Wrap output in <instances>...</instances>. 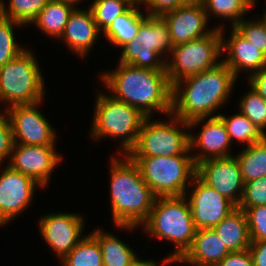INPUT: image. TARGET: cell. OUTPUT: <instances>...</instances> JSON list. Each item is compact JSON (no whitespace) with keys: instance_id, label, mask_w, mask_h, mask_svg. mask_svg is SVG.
Here are the masks:
<instances>
[{"instance_id":"19","label":"cell","mask_w":266,"mask_h":266,"mask_svg":"<svg viewBox=\"0 0 266 266\" xmlns=\"http://www.w3.org/2000/svg\"><path fill=\"white\" fill-rule=\"evenodd\" d=\"M100 31L90 8L88 10L75 8L71 13L65 30L60 39L77 55L86 57L99 38Z\"/></svg>"},{"instance_id":"7","label":"cell","mask_w":266,"mask_h":266,"mask_svg":"<svg viewBox=\"0 0 266 266\" xmlns=\"http://www.w3.org/2000/svg\"><path fill=\"white\" fill-rule=\"evenodd\" d=\"M44 80L37 60L24 49L0 67V101L8 108L43 101Z\"/></svg>"},{"instance_id":"40","label":"cell","mask_w":266,"mask_h":266,"mask_svg":"<svg viewBox=\"0 0 266 266\" xmlns=\"http://www.w3.org/2000/svg\"><path fill=\"white\" fill-rule=\"evenodd\" d=\"M216 266H254L249 249L240 252H230Z\"/></svg>"},{"instance_id":"44","label":"cell","mask_w":266,"mask_h":266,"mask_svg":"<svg viewBox=\"0 0 266 266\" xmlns=\"http://www.w3.org/2000/svg\"><path fill=\"white\" fill-rule=\"evenodd\" d=\"M58 1L66 2V3L72 4L73 6H76L77 4L81 2V0H58Z\"/></svg>"},{"instance_id":"17","label":"cell","mask_w":266,"mask_h":266,"mask_svg":"<svg viewBox=\"0 0 266 266\" xmlns=\"http://www.w3.org/2000/svg\"><path fill=\"white\" fill-rule=\"evenodd\" d=\"M162 18L168 24L173 47L204 37L214 30L206 27L209 20L202 2H186Z\"/></svg>"},{"instance_id":"23","label":"cell","mask_w":266,"mask_h":266,"mask_svg":"<svg viewBox=\"0 0 266 266\" xmlns=\"http://www.w3.org/2000/svg\"><path fill=\"white\" fill-rule=\"evenodd\" d=\"M74 9L75 6L72 4L49 0L32 23L36 24L38 29L47 34V36L60 39Z\"/></svg>"},{"instance_id":"34","label":"cell","mask_w":266,"mask_h":266,"mask_svg":"<svg viewBox=\"0 0 266 266\" xmlns=\"http://www.w3.org/2000/svg\"><path fill=\"white\" fill-rule=\"evenodd\" d=\"M23 24L0 15V67L14 59L23 47L15 42L14 26L22 27Z\"/></svg>"},{"instance_id":"2","label":"cell","mask_w":266,"mask_h":266,"mask_svg":"<svg viewBox=\"0 0 266 266\" xmlns=\"http://www.w3.org/2000/svg\"><path fill=\"white\" fill-rule=\"evenodd\" d=\"M236 80L222 60L213 68L179 80L172 85L171 113L185 122L212 117L230 97Z\"/></svg>"},{"instance_id":"5","label":"cell","mask_w":266,"mask_h":266,"mask_svg":"<svg viewBox=\"0 0 266 266\" xmlns=\"http://www.w3.org/2000/svg\"><path fill=\"white\" fill-rule=\"evenodd\" d=\"M93 127L91 136L93 139L103 137L120 138L121 155H127L135 146L137 136L147 116L139 109L118 100L112 94L98 93L95 102Z\"/></svg>"},{"instance_id":"36","label":"cell","mask_w":266,"mask_h":266,"mask_svg":"<svg viewBox=\"0 0 266 266\" xmlns=\"http://www.w3.org/2000/svg\"><path fill=\"white\" fill-rule=\"evenodd\" d=\"M266 205V177L244 183L241 201L237 206L240 210Z\"/></svg>"},{"instance_id":"35","label":"cell","mask_w":266,"mask_h":266,"mask_svg":"<svg viewBox=\"0 0 266 266\" xmlns=\"http://www.w3.org/2000/svg\"><path fill=\"white\" fill-rule=\"evenodd\" d=\"M234 28L266 56V25L261 19L246 21L243 18Z\"/></svg>"},{"instance_id":"41","label":"cell","mask_w":266,"mask_h":266,"mask_svg":"<svg viewBox=\"0 0 266 266\" xmlns=\"http://www.w3.org/2000/svg\"><path fill=\"white\" fill-rule=\"evenodd\" d=\"M249 85L266 101V65L256 73L248 74Z\"/></svg>"},{"instance_id":"6","label":"cell","mask_w":266,"mask_h":266,"mask_svg":"<svg viewBox=\"0 0 266 266\" xmlns=\"http://www.w3.org/2000/svg\"><path fill=\"white\" fill-rule=\"evenodd\" d=\"M156 197L184 196L193 185L197 165L192 155L129 157ZM187 186V187H186Z\"/></svg>"},{"instance_id":"28","label":"cell","mask_w":266,"mask_h":266,"mask_svg":"<svg viewBox=\"0 0 266 266\" xmlns=\"http://www.w3.org/2000/svg\"><path fill=\"white\" fill-rule=\"evenodd\" d=\"M62 266H103L98 240L90 233L60 261Z\"/></svg>"},{"instance_id":"43","label":"cell","mask_w":266,"mask_h":266,"mask_svg":"<svg viewBox=\"0 0 266 266\" xmlns=\"http://www.w3.org/2000/svg\"><path fill=\"white\" fill-rule=\"evenodd\" d=\"M129 266H158V265L153 260H140V259H137Z\"/></svg>"},{"instance_id":"21","label":"cell","mask_w":266,"mask_h":266,"mask_svg":"<svg viewBox=\"0 0 266 266\" xmlns=\"http://www.w3.org/2000/svg\"><path fill=\"white\" fill-rule=\"evenodd\" d=\"M213 229L230 252H240L249 249L251 240L246 215L243 210L236 208Z\"/></svg>"},{"instance_id":"26","label":"cell","mask_w":266,"mask_h":266,"mask_svg":"<svg viewBox=\"0 0 266 266\" xmlns=\"http://www.w3.org/2000/svg\"><path fill=\"white\" fill-rule=\"evenodd\" d=\"M244 183L266 177V138L244 147L236 156Z\"/></svg>"},{"instance_id":"13","label":"cell","mask_w":266,"mask_h":266,"mask_svg":"<svg viewBox=\"0 0 266 266\" xmlns=\"http://www.w3.org/2000/svg\"><path fill=\"white\" fill-rule=\"evenodd\" d=\"M37 185L40 186L9 165L4 167L0 174V227L11 222L30 206Z\"/></svg>"},{"instance_id":"11","label":"cell","mask_w":266,"mask_h":266,"mask_svg":"<svg viewBox=\"0 0 266 266\" xmlns=\"http://www.w3.org/2000/svg\"><path fill=\"white\" fill-rule=\"evenodd\" d=\"M196 175L236 207L239 205L244 182L235 156L204 160L197 164Z\"/></svg>"},{"instance_id":"24","label":"cell","mask_w":266,"mask_h":266,"mask_svg":"<svg viewBox=\"0 0 266 266\" xmlns=\"http://www.w3.org/2000/svg\"><path fill=\"white\" fill-rule=\"evenodd\" d=\"M138 4H132L119 15L103 33L106 39L116 47H122L138 34L140 23L148 16L142 14Z\"/></svg>"},{"instance_id":"29","label":"cell","mask_w":266,"mask_h":266,"mask_svg":"<svg viewBox=\"0 0 266 266\" xmlns=\"http://www.w3.org/2000/svg\"><path fill=\"white\" fill-rule=\"evenodd\" d=\"M122 53L119 61L137 68L152 69L155 71H166V56L163 59L157 52H150V49L141 47L134 40L121 47Z\"/></svg>"},{"instance_id":"46","label":"cell","mask_w":266,"mask_h":266,"mask_svg":"<svg viewBox=\"0 0 266 266\" xmlns=\"http://www.w3.org/2000/svg\"><path fill=\"white\" fill-rule=\"evenodd\" d=\"M262 20V22L266 25V9L263 15V18H260Z\"/></svg>"},{"instance_id":"9","label":"cell","mask_w":266,"mask_h":266,"mask_svg":"<svg viewBox=\"0 0 266 266\" xmlns=\"http://www.w3.org/2000/svg\"><path fill=\"white\" fill-rule=\"evenodd\" d=\"M221 40V30L215 27L204 37L173 47L172 61L166 60V73L171 85L220 63L216 60L222 55Z\"/></svg>"},{"instance_id":"3","label":"cell","mask_w":266,"mask_h":266,"mask_svg":"<svg viewBox=\"0 0 266 266\" xmlns=\"http://www.w3.org/2000/svg\"><path fill=\"white\" fill-rule=\"evenodd\" d=\"M111 159V211L117 228L134 230L149 217L156 196L127 155Z\"/></svg>"},{"instance_id":"42","label":"cell","mask_w":266,"mask_h":266,"mask_svg":"<svg viewBox=\"0 0 266 266\" xmlns=\"http://www.w3.org/2000/svg\"><path fill=\"white\" fill-rule=\"evenodd\" d=\"M249 252L254 266H266V240L251 242Z\"/></svg>"},{"instance_id":"38","label":"cell","mask_w":266,"mask_h":266,"mask_svg":"<svg viewBox=\"0 0 266 266\" xmlns=\"http://www.w3.org/2000/svg\"><path fill=\"white\" fill-rule=\"evenodd\" d=\"M14 144L11 123L4 113H0V166L5 158L10 159Z\"/></svg>"},{"instance_id":"20","label":"cell","mask_w":266,"mask_h":266,"mask_svg":"<svg viewBox=\"0 0 266 266\" xmlns=\"http://www.w3.org/2000/svg\"><path fill=\"white\" fill-rule=\"evenodd\" d=\"M229 253L213 228L197 229L191 247L176 262L192 266H216Z\"/></svg>"},{"instance_id":"10","label":"cell","mask_w":266,"mask_h":266,"mask_svg":"<svg viewBox=\"0 0 266 266\" xmlns=\"http://www.w3.org/2000/svg\"><path fill=\"white\" fill-rule=\"evenodd\" d=\"M41 103L42 101L6 108L4 114L11 123L16 144L41 146L56 144L55 129L36 108Z\"/></svg>"},{"instance_id":"14","label":"cell","mask_w":266,"mask_h":266,"mask_svg":"<svg viewBox=\"0 0 266 266\" xmlns=\"http://www.w3.org/2000/svg\"><path fill=\"white\" fill-rule=\"evenodd\" d=\"M83 222L80 214L62 212L47 214L39 220L41 236L60 261L83 239Z\"/></svg>"},{"instance_id":"15","label":"cell","mask_w":266,"mask_h":266,"mask_svg":"<svg viewBox=\"0 0 266 266\" xmlns=\"http://www.w3.org/2000/svg\"><path fill=\"white\" fill-rule=\"evenodd\" d=\"M194 184L190 198L192 217L197 229L213 228L237 207L216 190L204 183L197 175L191 182Z\"/></svg>"},{"instance_id":"16","label":"cell","mask_w":266,"mask_h":266,"mask_svg":"<svg viewBox=\"0 0 266 266\" xmlns=\"http://www.w3.org/2000/svg\"><path fill=\"white\" fill-rule=\"evenodd\" d=\"M200 123L204 124L198 135L192 134L191 131L189 133V150L192 151L193 147H196L202 151L192 154L196 165L207 159L232 156L229 153L232 144L222 119L217 115L195 119L188 122L189 129Z\"/></svg>"},{"instance_id":"39","label":"cell","mask_w":266,"mask_h":266,"mask_svg":"<svg viewBox=\"0 0 266 266\" xmlns=\"http://www.w3.org/2000/svg\"><path fill=\"white\" fill-rule=\"evenodd\" d=\"M186 3L185 0H142L141 6L145 5L146 14L151 17H162L164 14L176 10Z\"/></svg>"},{"instance_id":"45","label":"cell","mask_w":266,"mask_h":266,"mask_svg":"<svg viewBox=\"0 0 266 266\" xmlns=\"http://www.w3.org/2000/svg\"><path fill=\"white\" fill-rule=\"evenodd\" d=\"M132 4H138L141 5L142 0H129Z\"/></svg>"},{"instance_id":"18","label":"cell","mask_w":266,"mask_h":266,"mask_svg":"<svg viewBox=\"0 0 266 266\" xmlns=\"http://www.w3.org/2000/svg\"><path fill=\"white\" fill-rule=\"evenodd\" d=\"M223 26H218L221 30V51L228 55L223 62L233 71L237 78L239 72L247 71L250 75L256 73L266 65V56L260 52L256 46L248 42L234 27L228 40L224 39ZM251 71V72H250Z\"/></svg>"},{"instance_id":"1","label":"cell","mask_w":266,"mask_h":266,"mask_svg":"<svg viewBox=\"0 0 266 266\" xmlns=\"http://www.w3.org/2000/svg\"><path fill=\"white\" fill-rule=\"evenodd\" d=\"M118 63L116 70L101 73L100 76L110 89V94L139 109L147 117L156 111L169 117L172 111V85L166 71Z\"/></svg>"},{"instance_id":"47","label":"cell","mask_w":266,"mask_h":266,"mask_svg":"<svg viewBox=\"0 0 266 266\" xmlns=\"http://www.w3.org/2000/svg\"><path fill=\"white\" fill-rule=\"evenodd\" d=\"M3 5H4L3 0H0V14H1V11H2V7H3Z\"/></svg>"},{"instance_id":"12","label":"cell","mask_w":266,"mask_h":266,"mask_svg":"<svg viewBox=\"0 0 266 266\" xmlns=\"http://www.w3.org/2000/svg\"><path fill=\"white\" fill-rule=\"evenodd\" d=\"M56 151L55 145L41 146L15 143L7 165L13 170L29 176L40 185V188H44L50 181L53 169L63 159Z\"/></svg>"},{"instance_id":"8","label":"cell","mask_w":266,"mask_h":266,"mask_svg":"<svg viewBox=\"0 0 266 266\" xmlns=\"http://www.w3.org/2000/svg\"><path fill=\"white\" fill-rule=\"evenodd\" d=\"M170 115V121L167 123L160 120L152 122L150 121L152 116L146 117L138 133L136 144L127 156L169 157L192 155L189 150V131L187 130L186 132V129H189L188 122H185L172 113ZM179 126H182L185 131Z\"/></svg>"},{"instance_id":"27","label":"cell","mask_w":266,"mask_h":266,"mask_svg":"<svg viewBox=\"0 0 266 266\" xmlns=\"http://www.w3.org/2000/svg\"><path fill=\"white\" fill-rule=\"evenodd\" d=\"M217 116L222 119L231 143L236 139L238 143H244L245 147H248L266 138V135L240 111L231 117L223 114H217Z\"/></svg>"},{"instance_id":"48","label":"cell","mask_w":266,"mask_h":266,"mask_svg":"<svg viewBox=\"0 0 266 266\" xmlns=\"http://www.w3.org/2000/svg\"><path fill=\"white\" fill-rule=\"evenodd\" d=\"M186 2H202L203 0H185Z\"/></svg>"},{"instance_id":"31","label":"cell","mask_w":266,"mask_h":266,"mask_svg":"<svg viewBox=\"0 0 266 266\" xmlns=\"http://www.w3.org/2000/svg\"><path fill=\"white\" fill-rule=\"evenodd\" d=\"M131 5L129 0H95L89 8L99 31L104 33L113 20L122 15Z\"/></svg>"},{"instance_id":"30","label":"cell","mask_w":266,"mask_h":266,"mask_svg":"<svg viewBox=\"0 0 266 266\" xmlns=\"http://www.w3.org/2000/svg\"><path fill=\"white\" fill-rule=\"evenodd\" d=\"M256 0H203L202 3L207 13V17L215 15L217 18L228 19L230 26L234 27L243 19Z\"/></svg>"},{"instance_id":"25","label":"cell","mask_w":266,"mask_h":266,"mask_svg":"<svg viewBox=\"0 0 266 266\" xmlns=\"http://www.w3.org/2000/svg\"><path fill=\"white\" fill-rule=\"evenodd\" d=\"M100 245L103 266H129L138 259L136 252L115 235L101 229L90 232Z\"/></svg>"},{"instance_id":"4","label":"cell","mask_w":266,"mask_h":266,"mask_svg":"<svg viewBox=\"0 0 266 266\" xmlns=\"http://www.w3.org/2000/svg\"><path fill=\"white\" fill-rule=\"evenodd\" d=\"M187 194L156 197L148 219L142 224L147 234L174 243L176 250L163 259L162 266L175 263L191 247L197 228Z\"/></svg>"},{"instance_id":"22","label":"cell","mask_w":266,"mask_h":266,"mask_svg":"<svg viewBox=\"0 0 266 266\" xmlns=\"http://www.w3.org/2000/svg\"><path fill=\"white\" fill-rule=\"evenodd\" d=\"M133 40L142 48L157 52L163 59L164 53L171 54L173 49L168 24L162 17L147 16L140 23L138 34Z\"/></svg>"},{"instance_id":"33","label":"cell","mask_w":266,"mask_h":266,"mask_svg":"<svg viewBox=\"0 0 266 266\" xmlns=\"http://www.w3.org/2000/svg\"><path fill=\"white\" fill-rule=\"evenodd\" d=\"M239 103V111L266 135V101L250 86Z\"/></svg>"},{"instance_id":"37","label":"cell","mask_w":266,"mask_h":266,"mask_svg":"<svg viewBox=\"0 0 266 266\" xmlns=\"http://www.w3.org/2000/svg\"><path fill=\"white\" fill-rule=\"evenodd\" d=\"M251 242L266 240V205L244 210Z\"/></svg>"},{"instance_id":"32","label":"cell","mask_w":266,"mask_h":266,"mask_svg":"<svg viewBox=\"0 0 266 266\" xmlns=\"http://www.w3.org/2000/svg\"><path fill=\"white\" fill-rule=\"evenodd\" d=\"M49 0H9V6L3 5L1 14L23 25L32 24L38 13ZM6 5V6H5Z\"/></svg>"}]
</instances>
